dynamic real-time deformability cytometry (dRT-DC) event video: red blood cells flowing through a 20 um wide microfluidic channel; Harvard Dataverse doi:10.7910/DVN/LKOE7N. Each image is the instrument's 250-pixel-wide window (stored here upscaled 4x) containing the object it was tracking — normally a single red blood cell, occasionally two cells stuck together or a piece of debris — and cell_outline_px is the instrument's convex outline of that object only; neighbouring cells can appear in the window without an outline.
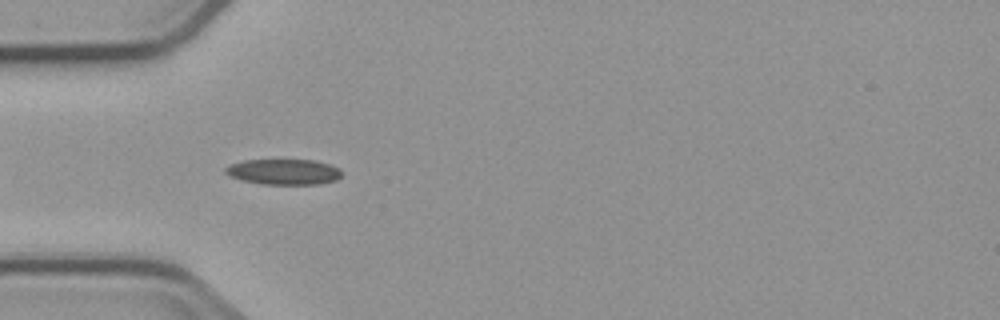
{"species": "common noctule bat (a hibernating species)", "species_latin": "Nyctalus noctula", "temperature_condition": "cold", "stored_images_in_passage": 8, "camera_frame_rate_fps": 3000, "um_per_image_px": 0.085, "animal": {"sex": "male", "body_mass_g": 23.1, "forearm_length_mm": 52.7}, "frame": {"image": 1, "passage_image": 4, "time_ms": 3.333, "image_size_px": [1000, 320], "cell_outline_px": [[344, 172], [336, 180], [320, 184], [260, 184], [244, 180], [232, 176], [224, 172], [224, 168], [232, 164], [244, 160], [316, 160], [340, 168]], "centroid_in_image_um": [24.17, 14.6], "position_along_channel_um": 60.8, "area_um2": 17.28}}
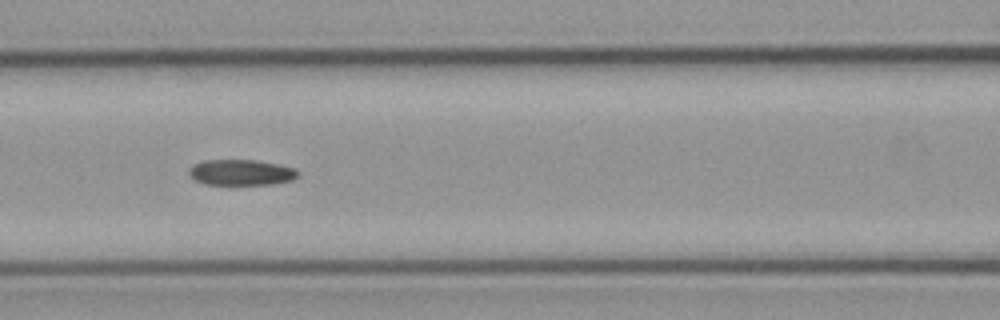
{"frame": {"image": 2, "passage_image": 6, "time_ms": 5.667, "image_size_px": [1000, 320], "cell_outline_px": [[300, 176], [292, 180], [272, 184], [204, 184], [196, 180], [188, 172], [188, 168], [192, 164], [204, 160], [256, 160], [296, 168], [300, 172]], "centroid_in_image_um": [20.52, 14.65], "position_along_channel_um": 146.1, "area_um2": 16.42}}
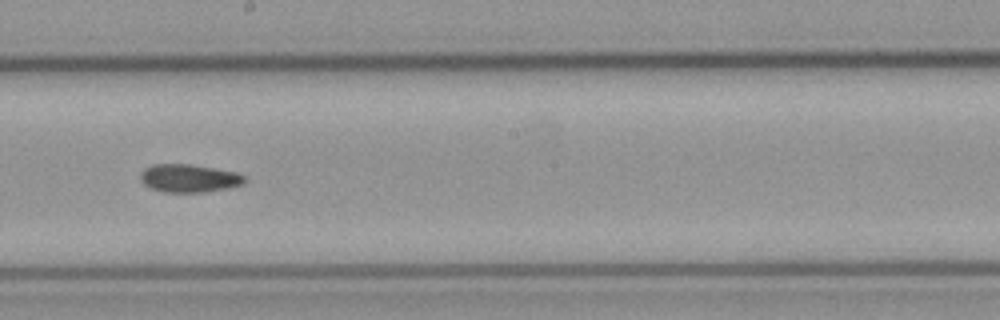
{"frame": {"image": 3, "passage_image": 8, "time_ms": 8.0, "image_size_px": [1000, 320], "cell_outline_px": [[248, 180], [244, 184], [228, 188], [204, 192], [164, 192], [152, 188], [144, 184], [140, 180], [140, 172], [144, 168], [152, 164], [192, 164], [236, 172], [244, 176]], "centroid_in_image_um": [16.07, 15.14], "position_along_channel_um": 232.1, "area_um2": 17.17}}